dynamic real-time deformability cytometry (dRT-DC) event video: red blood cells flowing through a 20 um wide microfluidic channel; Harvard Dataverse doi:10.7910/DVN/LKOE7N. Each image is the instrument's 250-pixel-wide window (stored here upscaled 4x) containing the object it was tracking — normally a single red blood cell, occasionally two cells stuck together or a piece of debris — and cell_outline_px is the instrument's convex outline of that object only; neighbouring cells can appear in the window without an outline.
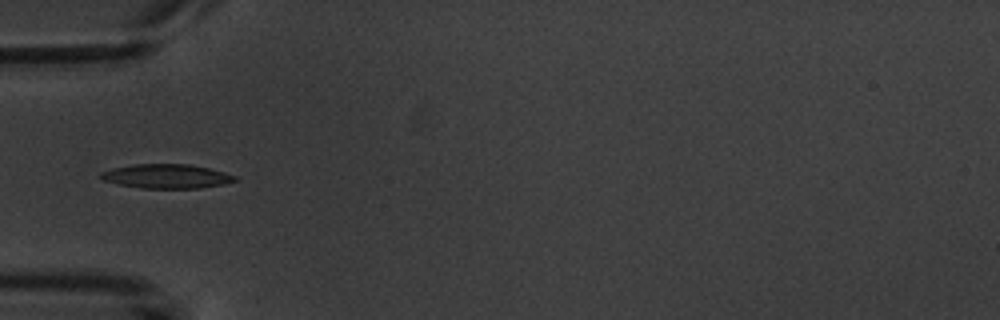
{"species": "common noctule bat (a hibernating species)", "species_latin": "Nyctalus noctula", "temperature_condition": "warm", "stored_images_in_passage": 6, "camera_frame_rate_fps": 3000, "um_per_image_px": 0.085, "animal": {"sex": "male", "body_mass_g": 20.1, "forearm_length_mm": 53.5}, "frame": {"image": 1, "passage_image": 6, "time_ms": 5.667, "image_size_px": [1000, 320], "cell_outline_px": [[240, 180], [224, 184], [200, 188], [140, 188], [116, 184], [104, 180], [100, 176], [100, 172], [112, 168], [136, 164], [188, 164], [208, 168], [224, 172], [236, 176]], "centroid_in_image_um": [14.17, 14.98], "position_along_channel_um": 70.8, "area_um2": 18.96}}